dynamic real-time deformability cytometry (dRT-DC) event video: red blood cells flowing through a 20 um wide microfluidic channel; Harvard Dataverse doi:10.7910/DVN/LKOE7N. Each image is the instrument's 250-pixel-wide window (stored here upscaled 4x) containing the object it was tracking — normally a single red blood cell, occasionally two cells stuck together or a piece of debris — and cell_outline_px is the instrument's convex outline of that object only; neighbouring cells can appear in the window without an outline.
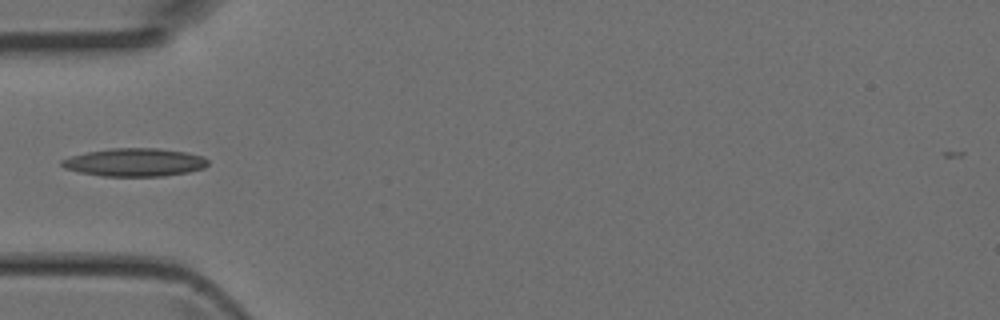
{"species": "Egyptian fruit bat (a non-hibernating species)", "species_latin": "Rousettus aegyptiacus", "temperature_condition": "room temperature", "stored_images_in_passage": 4, "camera_frame_rate_fps": 3000, "um_per_image_px": 0.085, "animal": {"sex": "female"}, "frame": {"image": 1, "passage_image": 4, "time_ms": 1.0, "image_size_px": [1000, 320], "cell_outline_px": [[208, 164], [204, 168], [188, 172], [164, 176], [104, 176], [80, 172], [64, 168], [60, 164], [60, 160], [72, 156], [88, 152], [112, 148], [160, 148], [184, 152], [204, 156], [208, 160]], "centroid_in_image_um": [11.47, 13.8], "position_along_channel_um": 73.5, "area_um2": 23.87}}